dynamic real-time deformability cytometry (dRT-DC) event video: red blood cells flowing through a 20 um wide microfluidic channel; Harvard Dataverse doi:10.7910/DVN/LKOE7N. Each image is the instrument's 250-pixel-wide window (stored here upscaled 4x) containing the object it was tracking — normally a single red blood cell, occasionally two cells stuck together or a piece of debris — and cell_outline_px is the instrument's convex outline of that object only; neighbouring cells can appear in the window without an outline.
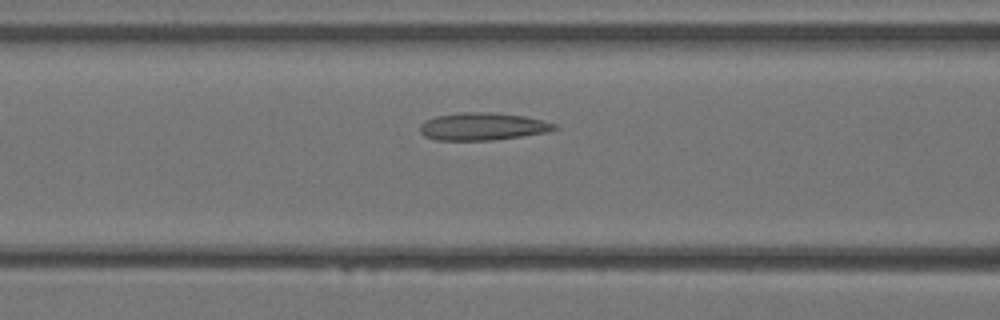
{"species": "Egyptian fruit bat (a non-hibernating species)", "species_latin": "Rousettus aegyptiacus", "temperature_condition": "warm", "stored_images_in_passage": 32, "camera_frame_rate_fps": 3000, "um_per_image_px": 0.085, "animal": {"sex": "female"}, "frame": {"image": 1, "passage_image": 11, "time_ms": 3.333, "image_size_px": [1000, 320], "cell_outline_px": [[560, 128], [548, 132], [492, 140], [436, 140], [424, 136], [420, 132], [420, 124], [424, 120], [436, 116], [460, 112], [492, 112], [524, 116], [544, 120], [556, 124]], "centroid_in_image_um": [41.03, 10.74], "position_along_channel_um": 125.6, "area_um2": 21.73}}
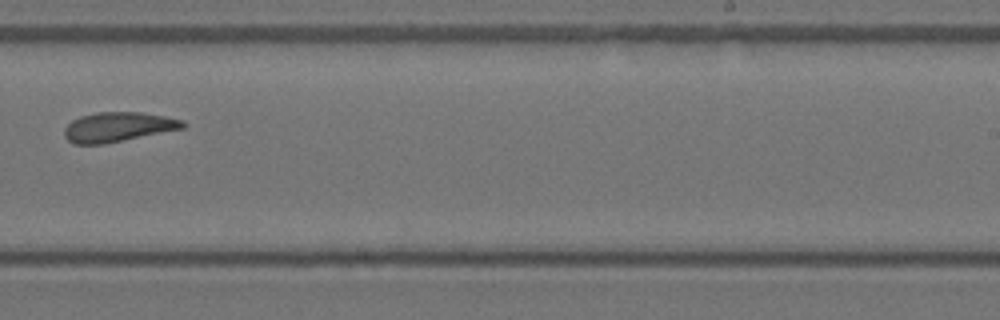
{"frame": {"image": 2, "passage_image": 19, "time_ms": 6.0, "image_size_px": [1000, 320], "cell_outline_px": [[188, 124], [184, 128], [104, 144], [72, 144], [64, 136], [64, 128], [72, 120], [80, 116], [96, 112], [140, 112], [164, 116], [184, 120]], "centroid_in_image_um": [10.03, 10.79], "position_along_channel_um": 279.0, "area_um2": 20.52}}
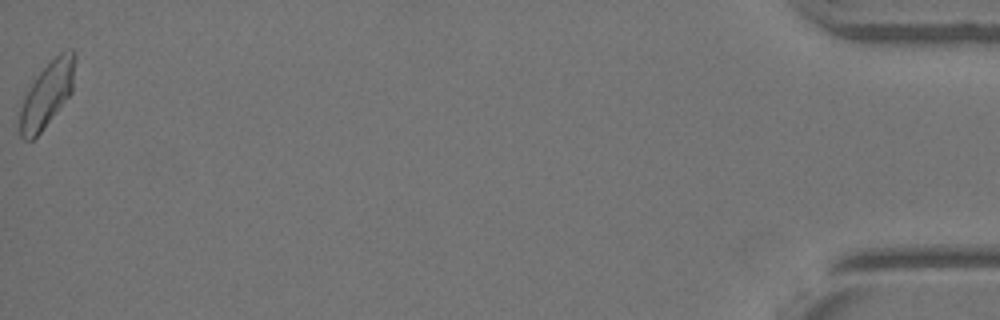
{"frame": {"image": 3, "passage_image": 32, "time_ms": 10.333, "image_size_px": [1000, 320], "cell_outline_px": [[76, 60], [72, 92], [40, 132], [32, 140], [24, 140], [20, 136], [20, 108], [24, 96], [28, 88], [36, 76], [60, 52], [72, 48], [76, 52]], "centroid_in_image_um": [4.01, 7.99], "position_along_channel_um": 431.2, "area_um2": 20.81}}